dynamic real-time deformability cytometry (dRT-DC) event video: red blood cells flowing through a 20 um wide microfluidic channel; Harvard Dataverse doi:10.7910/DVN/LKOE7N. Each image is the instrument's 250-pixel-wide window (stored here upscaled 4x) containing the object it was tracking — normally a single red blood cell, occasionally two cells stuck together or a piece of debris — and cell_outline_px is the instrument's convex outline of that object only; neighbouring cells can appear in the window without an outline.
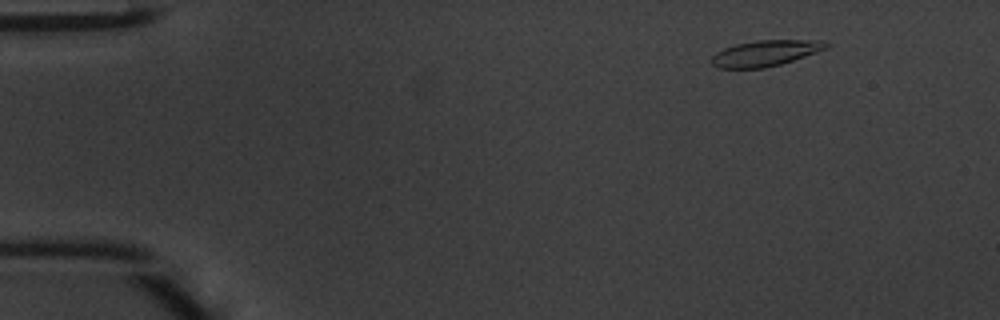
{"species": "common noctule bat (a hibernating species)", "species_latin": "Nyctalus noctula", "temperature_condition": "warm", "stored_images_in_passage": 44, "camera_frame_rate_fps": 3000, "um_per_image_px": 0.085, "animal": {"sex": "male", "body_mass_g": 20.1, "forearm_length_mm": 53.5}, "frame": {"image": 1, "passage_image": 2, "time_ms": 0.333, "image_size_px": [1000, 320], "cell_outline_px": [[832, 44], [828, 48], [780, 64], [764, 68], [716, 68], [708, 60], [716, 52], [724, 48], [736, 44], [756, 40], [824, 40]], "centroid_in_image_um": [65.04, 4.51], "position_along_channel_um": 20.0, "area_um2": 17.4}}
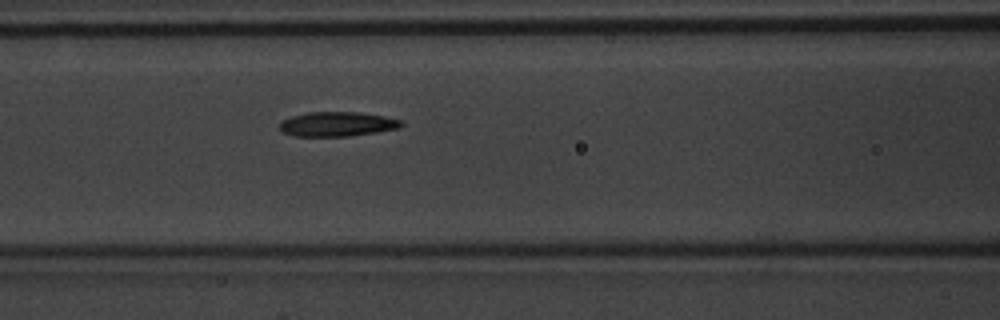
{"frame": {"image": 2, "passage_image": 17, "time_ms": 5.333, "image_size_px": [1000, 320], "cell_outline_px": [[404, 124], [400, 128], [376, 132], [348, 136], [292, 136], [280, 132], [280, 120], [292, 116], [308, 112], [360, 112], [384, 116], [404, 120]], "centroid_in_image_um": [28.66, 10.55], "position_along_channel_um": 137.9, "area_um2": 17.63}}
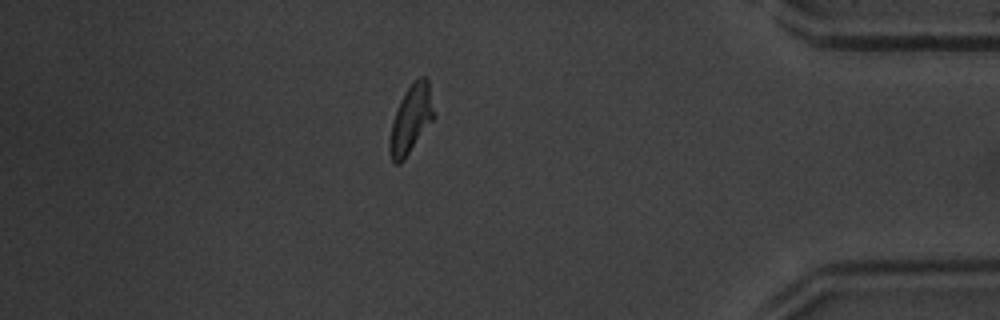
{"frame": {"image": 3, "passage_image": 38, "time_ms": 12.333, "image_size_px": [1000, 320], "cell_outline_px": [[436, 116], [404, 160], [400, 164], [396, 164], [392, 160], [388, 152], [388, 140], [392, 120], [400, 100], [408, 88], [420, 76], [424, 76], [428, 80]], "centroid_in_image_um": [34.92, 10.17], "position_along_channel_um": 400.3, "area_um2": 17.74}, "authors_computed_cell_mechanics": {"area_um2": 17.4845, "velocity_mm_per_s": 4.2414, "shape_relaxation_time_tau1_ms": 3.3957, "shape_relaxation_time_tau2_ms": 2.6114, "deformation_change_tau1": 0.1716, "deformation_change_tau2": 0.1049}}